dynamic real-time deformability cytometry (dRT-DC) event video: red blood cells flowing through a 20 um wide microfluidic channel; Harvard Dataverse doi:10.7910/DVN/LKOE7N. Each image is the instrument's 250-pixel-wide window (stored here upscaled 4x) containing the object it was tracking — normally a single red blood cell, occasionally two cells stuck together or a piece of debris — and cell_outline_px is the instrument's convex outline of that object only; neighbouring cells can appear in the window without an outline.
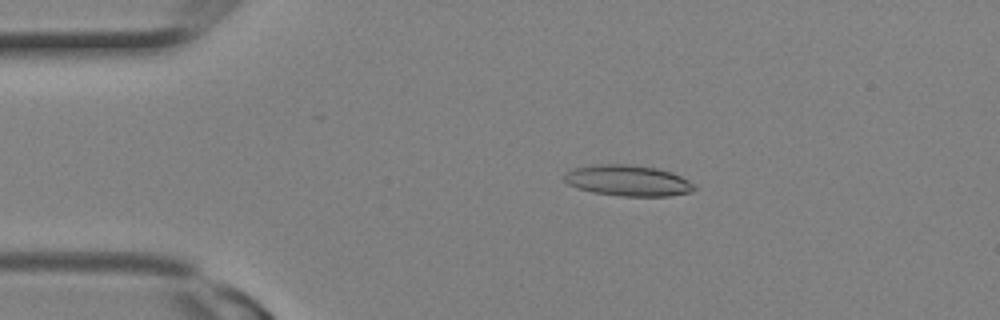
{"species": "Egyptian fruit bat (a non-hibernating species)", "species_latin": "Rousettus aegyptiacus", "temperature_condition": "room temperature", "stored_images_in_passage": 12, "camera_frame_rate_fps": 3000, "um_per_image_px": 0.085, "animal": {"sex": "female"}, "frame": {"image": 1, "passage_image": 3, "time_ms": 0.667, "image_size_px": [1000, 320], "cell_outline_px": [[696, 188], [692, 192], [668, 196], [620, 196], [592, 192], [576, 188], [568, 184], [564, 180], [564, 172], [576, 168], [592, 164], [628, 164], [656, 168], [672, 172], [696, 184]], "centroid_in_image_um": [53.37, 15.35], "position_along_channel_um": 31.6, "area_um2": 23.64}}
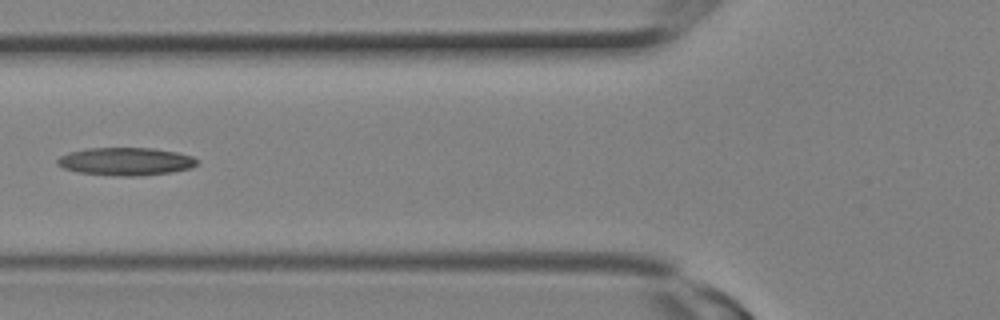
{"frame": {"image": 2, "passage_image": 8, "time_ms": 2.333, "image_size_px": [1000, 320], "cell_outline_px": [[196, 164], [188, 168], [172, 172], [136, 176], [120, 176], [80, 172], [64, 168], [56, 164], [56, 160], [60, 156], [68, 152], [88, 148], [152, 148], [176, 152], [192, 156], [196, 160]], "centroid_in_image_um": [10.64, 13.71], "position_along_channel_um": 115.2, "area_um2": 22.43}}
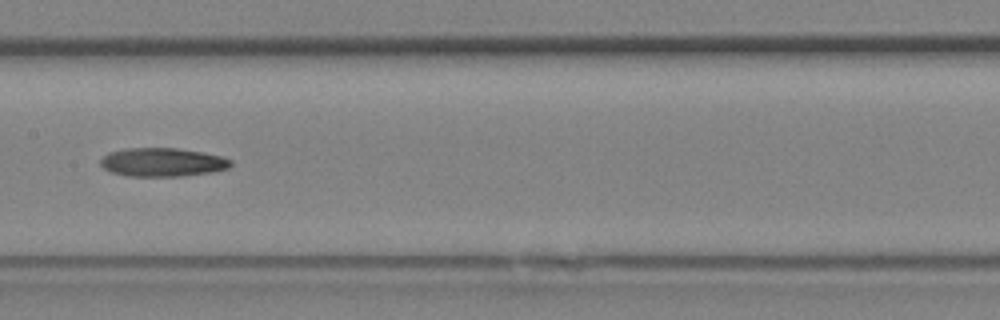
{"frame": {"image": 3, "passage_image": 11, "time_ms": 3.333, "image_size_px": [1000, 320], "cell_outline_px": [[232, 164], [228, 168], [212, 172], [180, 176], [128, 176], [112, 172], [104, 168], [100, 164], [100, 160], [108, 152], [124, 148], [176, 148], [204, 152], [220, 156], [232, 160]], "centroid_in_image_um": [13.8, 13.78], "position_along_channel_um": 193.6, "area_um2": 21.73}}